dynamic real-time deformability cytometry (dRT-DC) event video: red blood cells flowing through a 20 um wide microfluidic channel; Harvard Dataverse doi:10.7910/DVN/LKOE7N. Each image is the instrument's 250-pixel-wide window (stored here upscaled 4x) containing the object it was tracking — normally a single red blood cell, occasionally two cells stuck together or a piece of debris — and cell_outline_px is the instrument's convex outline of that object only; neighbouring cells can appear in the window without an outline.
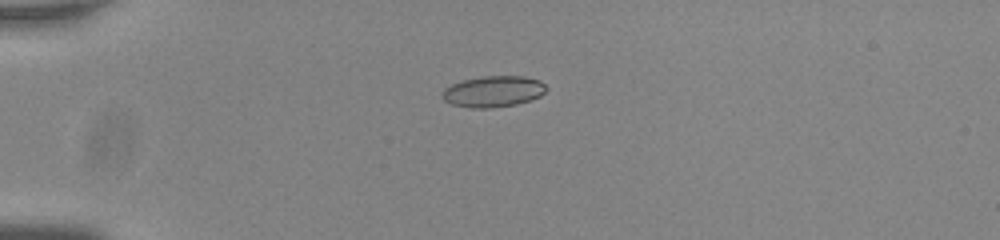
{"species": "common noctule bat (a hibernating species)", "species_latin": "Nyctalus noctula", "temperature_condition": "room temperature", "stored_images_in_passage": 42, "camera_frame_rate_fps": 3000, "um_per_image_px": 0.085, "animal": {"sex": "male", "body_mass_g": 20.0, "forearm_length_mm": 53.3}, "frame": {"image": 1, "passage_image": 1, "time_ms": 0.0, "image_size_px": [1000, 240], "cell_outline_px": [[548, 88], [540, 96], [516, 104], [488, 108], [472, 108], [452, 104], [444, 100], [444, 88], [452, 84], [464, 80], [484, 76], [524, 76], [540, 80]], "centroid_in_image_um": [41.96, 7.77], "position_along_channel_um": 43.0, "area_um2": 18.61}}
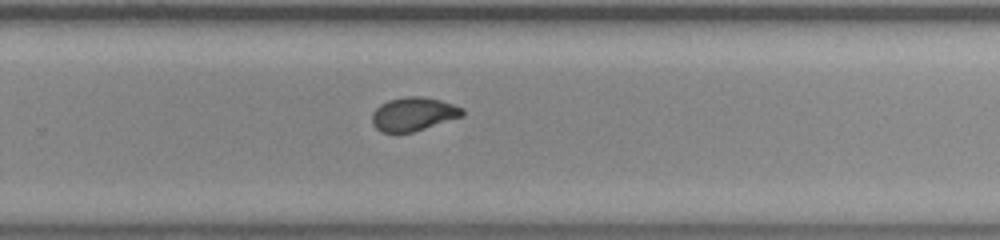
{"frame": {"image": 2, "passage_image": 24, "time_ms": 7.667, "image_size_px": [1000, 240], "cell_outline_px": [[464, 116], [412, 132], [384, 132], [376, 128], [372, 124], [372, 112], [380, 104], [388, 100], [404, 96], [420, 96], [440, 100], [464, 108]], "centroid_in_image_um": [35.14, 9.68], "position_along_channel_um": 294.7, "area_um2": 17.69}}
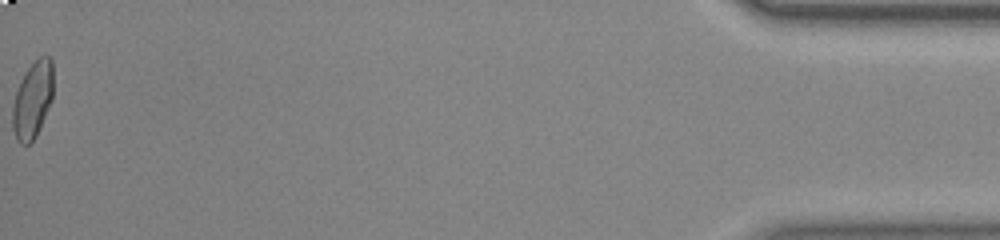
{"frame": {"image": 3, "passage_image": 42, "time_ms": 13.667, "image_size_px": [1000, 240], "cell_outline_px": [[52, 100], [36, 136], [28, 144], [20, 144], [16, 140], [12, 128], [12, 108], [16, 92], [20, 80], [24, 72], [40, 56], [52, 56]], "centroid_in_image_um": [2.76, 8.49], "position_along_channel_um": 432.4, "area_um2": 18.21}, "authors_computed_cell_mechanics": {"area_um2": 18.0914, "velocity_mm_per_s": 3.7742, "shape_relaxation_time_tau1_ms": null, "shape_relaxation_time_tau2_ms": 1.1864, "deformation_change_tau1": null, "deformation_change_tau2": 0.062}}